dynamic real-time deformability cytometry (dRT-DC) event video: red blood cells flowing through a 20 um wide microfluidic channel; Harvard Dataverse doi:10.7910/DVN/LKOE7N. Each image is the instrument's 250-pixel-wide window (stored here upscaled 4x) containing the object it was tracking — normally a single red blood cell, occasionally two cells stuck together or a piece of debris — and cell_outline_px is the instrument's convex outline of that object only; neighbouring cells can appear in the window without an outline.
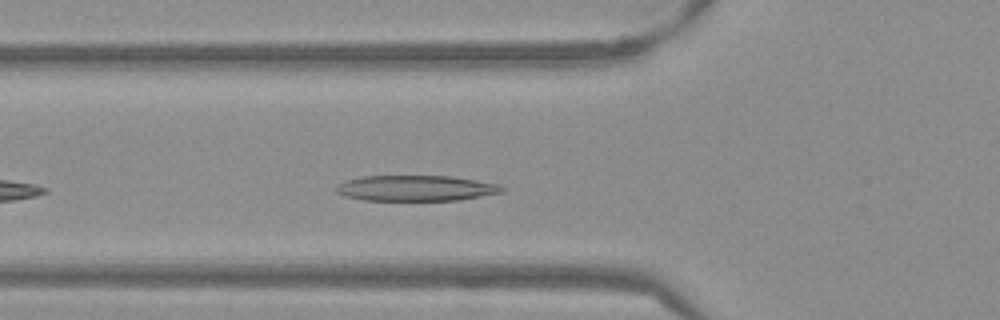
{"species": "Egyptian fruit bat (a non-hibernating species)", "species_latin": "Rousettus aegyptiacus", "temperature_condition": "warm", "stored_images_in_passage": 29, "camera_frame_rate_fps": 3000, "um_per_image_px": 0.085, "frame": {"image": 1, "passage_image": 6, "time_ms": 1.667, "image_size_px": [1000, 320], "cell_outline_px": [[504, 192], [460, 200], [364, 200], [344, 196], [336, 192], [336, 184], [344, 180], [364, 176], [452, 176], [500, 184], [504, 188]], "centroid_in_image_um": [35.34, 15.99], "position_along_channel_um": 90.5, "area_um2": 24.91}}
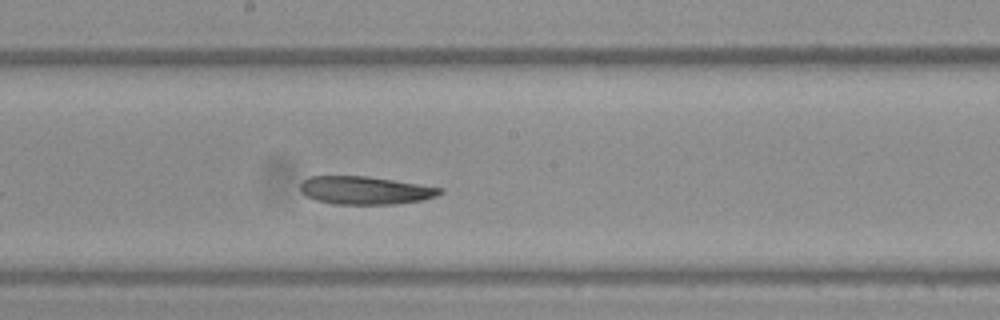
{"frame": {"image": 2, "passage_image": 16, "time_ms": 5.0, "image_size_px": [1000, 320], "cell_outline_px": [[444, 192], [436, 196], [420, 200], [396, 204], [332, 204], [316, 200], [300, 192], [300, 184], [304, 180], [312, 176], [368, 176], [444, 188]], "centroid_in_image_um": [31.04, 16.18], "position_along_channel_um": 217.2, "area_um2": 22.77}}
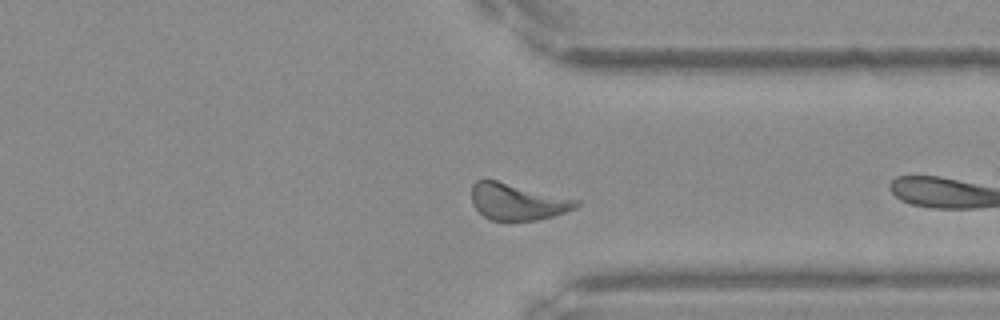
{"frame": {"image": 3, "passage_image": 25, "time_ms": 8.0, "image_size_px": [1000, 320], "cell_outline_px": [[580, 204], [576, 208], [552, 216], [536, 220], [492, 220], [484, 216], [472, 204], [472, 184], [476, 180], [484, 176], [580, 200]], "centroid_in_image_um": [43.95, 17.09], "position_along_channel_um": 367.4, "area_um2": 22.72}, "authors_computed_cell_mechanics": {"area_um2": 23.4668, "velocity_mm_per_s": 3.7946, "shape_relaxation_time_tau1_ms": 7.5957, "shape_relaxation_time_tau2_ms": null, "deformation_change_tau1": 0.1979, "deformation_change_tau2": null}}